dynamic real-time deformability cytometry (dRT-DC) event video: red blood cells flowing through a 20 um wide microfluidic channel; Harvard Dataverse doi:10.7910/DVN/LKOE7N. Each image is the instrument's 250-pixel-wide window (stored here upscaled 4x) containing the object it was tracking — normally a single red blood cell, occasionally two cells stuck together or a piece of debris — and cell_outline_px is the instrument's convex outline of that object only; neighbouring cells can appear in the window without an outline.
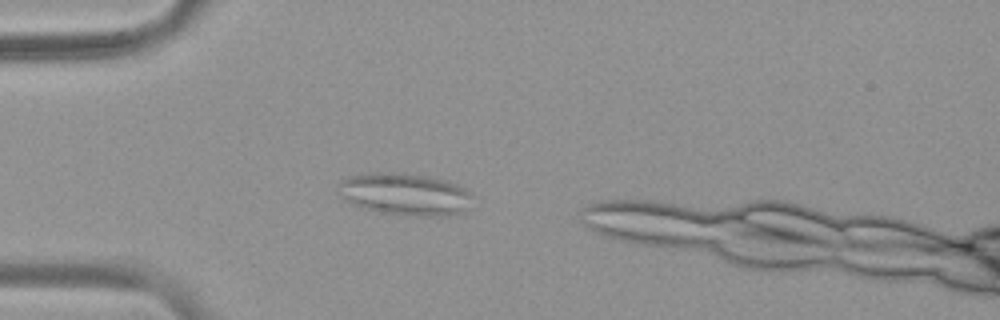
{"species": "common noctule bat (a hibernating species)", "species_latin": "Nyctalus noctula", "temperature_condition": "warm", "stored_images_in_passage": 12, "camera_frame_rate_fps": 3000, "um_per_image_px": 0.085, "animal": {"sex": "female", "body_mass_g": 19.9}, "frame": {"image": 1, "passage_image": 6, "time_ms": 1.667, "image_size_px": [1000, 320], "cell_outline_px": [[472, 196], [468, 208], [464, 212], [448, 216], [416, 216], [380, 212], [364, 208], [352, 204], [344, 200], [336, 192], [336, 184], [340, 180], [348, 176], [360, 172], [392, 172], [428, 176], [444, 180], [468, 188], [472, 192]], "centroid_in_image_um": [34.37, 16.49], "position_along_channel_um": 50.6, "area_um2": 33.76}}